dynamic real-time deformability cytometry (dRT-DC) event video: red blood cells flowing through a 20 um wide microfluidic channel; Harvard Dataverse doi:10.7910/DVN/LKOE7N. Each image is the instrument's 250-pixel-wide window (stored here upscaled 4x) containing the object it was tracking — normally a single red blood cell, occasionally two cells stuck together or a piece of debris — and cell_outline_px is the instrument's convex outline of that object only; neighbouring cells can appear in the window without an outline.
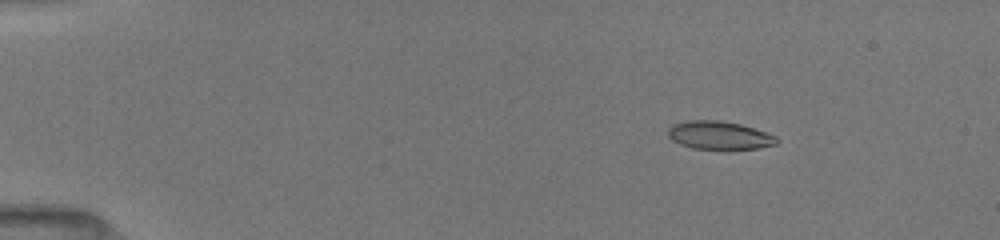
{"species": "common noctule bat (a hibernating species)", "species_latin": "Nyctalus noctula", "temperature_condition": "room temperature", "stored_images_in_passage": 33, "camera_frame_rate_fps": 3000, "um_per_image_px": 0.085, "animal": {"sex": "female", "body_mass_g": 19.5, "forearm_length_mm": 54.1}, "frame": {"image": 1, "passage_image": 7, "time_ms": 2.333, "image_size_px": [1000, 240], "cell_outline_px": [[780, 140], [776, 144], [756, 148], [728, 152], [692, 148], [680, 144], [672, 140], [668, 136], [668, 128], [672, 124], [688, 120], [720, 120], [740, 124], [776, 136]], "centroid_in_image_um": [61.12, 11.54], "position_along_channel_um": 23.9, "area_um2": 18.5}}
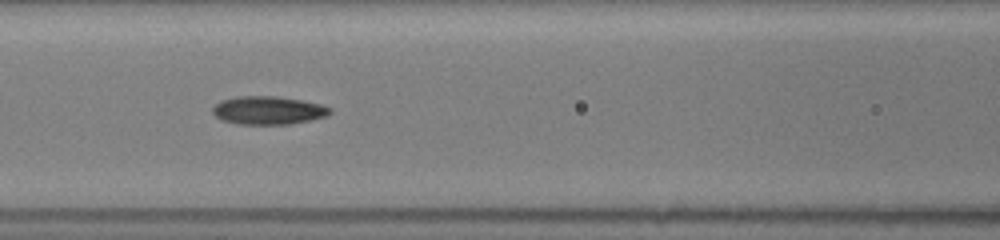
{"frame": {"image": 2, "passage_image": 22, "time_ms": 7.667, "image_size_px": [1000, 240], "cell_outline_px": [[332, 112], [324, 116], [308, 120], [288, 124], [236, 124], [220, 120], [212, 112], [212, 108], [220, 100], [236, 96], [276, 96], [300, 100], [320, 104], [332, 108]], "centroid_in_image_um": [22.74, 9.37], "position_along_channel_um": 143.9, "area_um2": 19.25}}
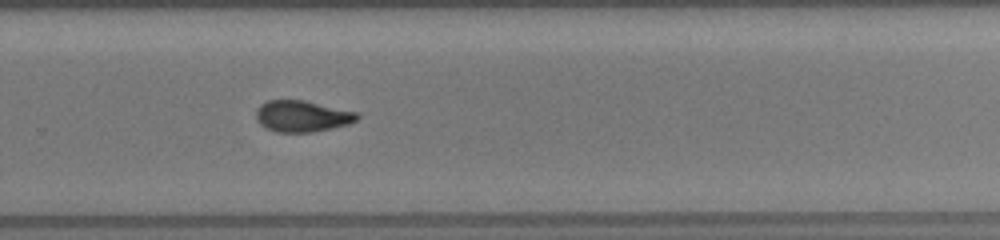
{"frame": {"image": 3, "passage_image": 33, "time_ms": 11.667, "image_size_px": [1000, 240], "cell_outline_px": [[360, 116], [356, 120], [348, 124], [332, 128], [312, 132], [276, 132], [264, 128], [256, 120], [256, 112], [260, 104], [268, 100], [304, 100], [356, 112]], "centroid_in_image_um": [25.64, 9.88], "position_along_channel_um": 304.2, "area_um2": 18.44}}